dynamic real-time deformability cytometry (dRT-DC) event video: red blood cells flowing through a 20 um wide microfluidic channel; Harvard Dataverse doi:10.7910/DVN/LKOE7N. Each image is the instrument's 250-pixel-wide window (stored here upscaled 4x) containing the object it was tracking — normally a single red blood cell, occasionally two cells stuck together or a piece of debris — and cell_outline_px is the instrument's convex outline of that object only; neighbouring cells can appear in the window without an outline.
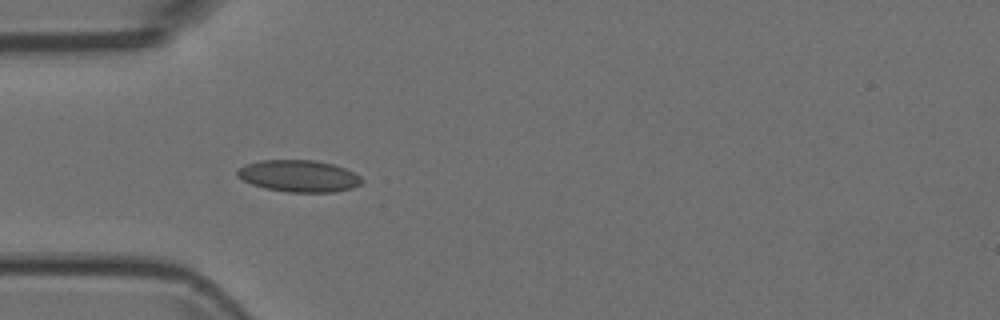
{"species": "Egyptian fruit bat (a non-hibernating species)", "species_latin": "Rousettus aegyptiacus", "temperature_condition": "room temperature", "stored_images_in_passage": 4, "camera_frame_rate_fps": 3000, "um_per_image_px": 0.085, "animal": {"sex": "female"}, "frame": {"image": 1, "passage_image": 3, "time_ms": 0.667, "image_size_px": [1000, 320], "cell_outline_px": [[364, 180], [360, 184], [352, 188], [336, 192], [288, 192], [264, 188], [252, 184], [236, 176], [236, 172], [240, 168], [248, 164], [260, 160], [316, 160], [332, 164], [344, 168], [360, 176]], "centroid_in_image_um": [25.41, 14.96], "position_along_channel_um": 59.6, "area_um2": 23.0}}
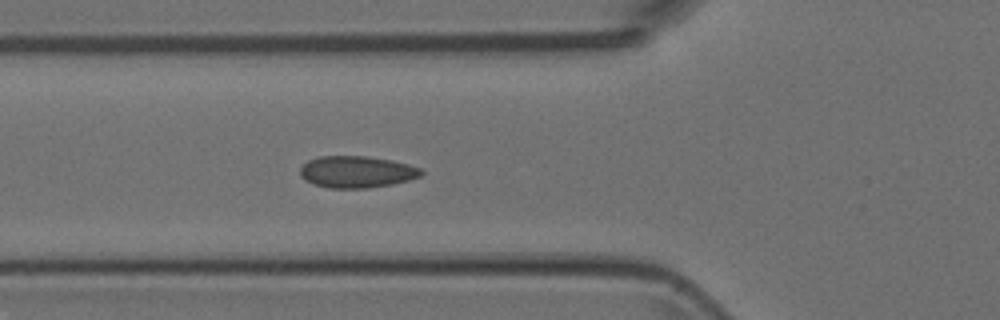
{"frame": {"image": 2, "passage_image": 4, "time_ms": 1.0, "image_size_px": [1000, 320], "cell_outline_px": [[424, 172], [420, 176], [408, 180], [392, 184], [368, 188], [328, 188], [312, 184], [304, 180], [300, 176], [300, 168], [308, 160], [320, 156], [368, 156], [392, 160], [408, 164], [420, 168]], "centroid_in_image_um": [30.29, 14.61], "position_along_channel_um": 95.5, "area_um2": 22.54}}